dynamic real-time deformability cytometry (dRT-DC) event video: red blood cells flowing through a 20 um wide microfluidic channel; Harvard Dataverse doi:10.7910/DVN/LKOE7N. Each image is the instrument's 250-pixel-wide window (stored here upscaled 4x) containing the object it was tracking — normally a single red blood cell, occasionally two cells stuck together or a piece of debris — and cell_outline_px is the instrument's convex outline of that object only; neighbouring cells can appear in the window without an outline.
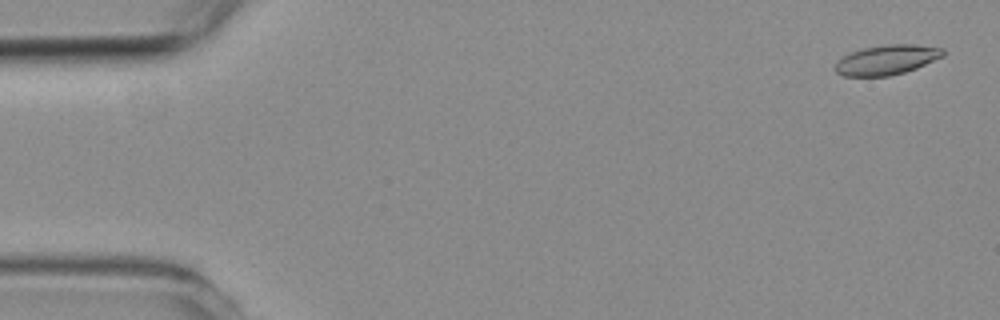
{"species": "common noctule bat (a hibernating species)", "species_latin": "Nyctalus noctula", "temperature_condition": "room temperature", "stored_images_in_passage": 5, "camera_frame_rate_fps": 3000, "um_per_image_px": 0.085, "animal": {"sex": "female", "body_mass_g": 19.3, "forearm_length_mm": 54.1}, "frame": {"image": 1, "passage_image": 1, "time_ms": 0.0, "image_size_px": [1000, 320], "cell_outline_px": [[944, 56], [916, 68], [904, 72], [888, 76], [844, 76], [836, 72], [832, 68], [836, 60], [852, 52], [864, 48], [888, 44], [912, 44], [944, 48]], "centroid_in_image_um": [75.35, 5.09], "position_along_channel_um": 9.7, "area_um2": 18.73}}
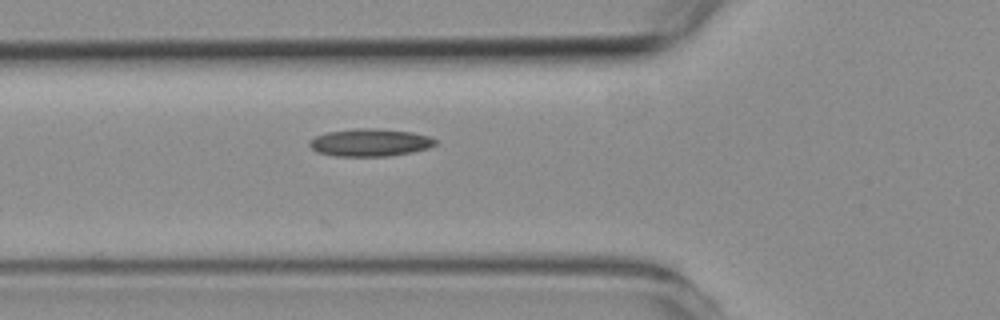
{"frame": {"image": 2, "passage_image": 5, "time_ms": 5.667, "image_size_px": [1000, 320], "cell_outline_px": [[436, 144], [428, 148], [412, 152], [388, 156], [336, 156], [316, 152], [308, 144], [308, 140], [316, 136], [328, 132], [352, 128], [376, 128], [412, 132], [428, 136], [436, 140]], "centroid_in_image_um": [31.42, 12.11], "position_along_channel_um": 94.4, "area_um2": 20.29}}